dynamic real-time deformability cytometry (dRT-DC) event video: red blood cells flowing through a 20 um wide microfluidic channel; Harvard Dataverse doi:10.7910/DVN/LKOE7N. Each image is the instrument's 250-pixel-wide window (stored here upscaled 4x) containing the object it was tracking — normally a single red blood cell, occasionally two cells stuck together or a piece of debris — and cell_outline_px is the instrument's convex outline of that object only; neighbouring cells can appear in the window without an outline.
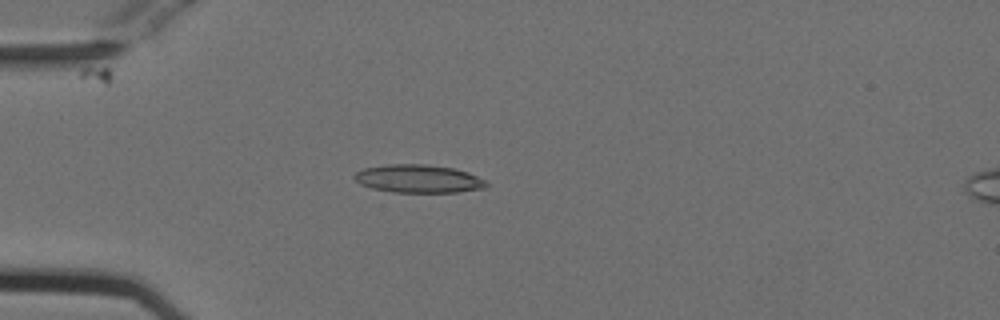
{"species": "Egyptian fruit bat (a non-hibernating species)", "species_latin": "Rousettus aegyptiacus", "temperature_condition": "cold", "stored_images_in_passage": 53, "camera_frame_rate_fps": 3000, "um_per_image_px": 0.085, "animal": {"sex": "female"}, "frame": {"image": 1, "passage_image": 14, "time_ms": 4.333, "image_size_px": [1000, 320], "cell_outline_px": [[488, 184], [484, 188], [456, 192], [392, 192], [372, 188], [360, 184], [352, 176], [356, 172], [364, 168], [388, 164], [424, 164], [452, 168], [468, 172], [488, 180]], "centroid_in_image_um": [35.57, 15.19], "position_along_channel_um": 49.4, "area_um2": 21.62}}
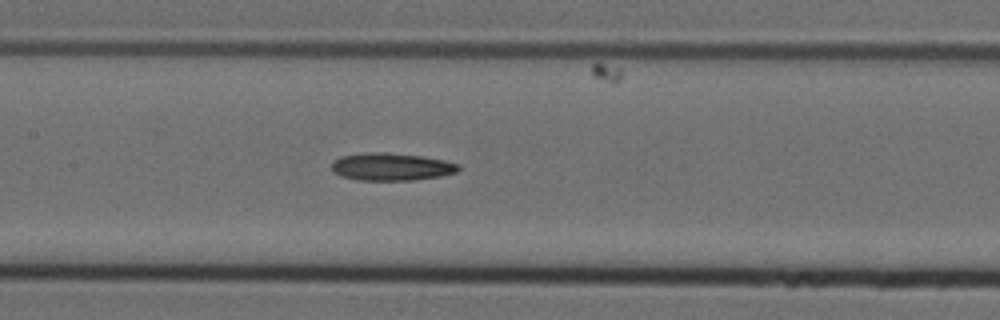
{"frame": {"image": 2, "passage_image": 25, "time_ms": 8.0, "image_size_px": [1000, 320], "cell_outline_px": [[460, 168], [456, 172], [440, 176], [412, 180], [356, 180], [340, 176], [332, 172], [332, 160], [340, 156], [368, 152], [384, 152], [420, 156], [444, 160], [460, 164]], "centroid_in_image_um": [33.22, 14.17], "position_along_channel_um": 174.2, "area_um2": 20.46}}
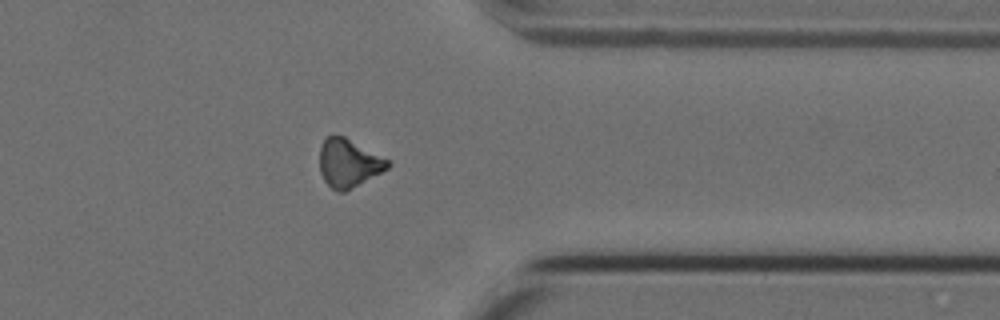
{"frame": {"image": 3, "passage_image": 42, "time_ms": 13.667, "image_size_px": [1000, 320], "cell_outline_px": [[392, 164], [388, 168], [344, 192], [336, 192], [324, 180], [320, 172], [320, 148], [324, 140], [328, 136], [344, 136], [392, 160]], "centroid_in_image_um": [29.66, 13.86], "position_along_channel_um": 381.7, "area_um2": 19.13}}